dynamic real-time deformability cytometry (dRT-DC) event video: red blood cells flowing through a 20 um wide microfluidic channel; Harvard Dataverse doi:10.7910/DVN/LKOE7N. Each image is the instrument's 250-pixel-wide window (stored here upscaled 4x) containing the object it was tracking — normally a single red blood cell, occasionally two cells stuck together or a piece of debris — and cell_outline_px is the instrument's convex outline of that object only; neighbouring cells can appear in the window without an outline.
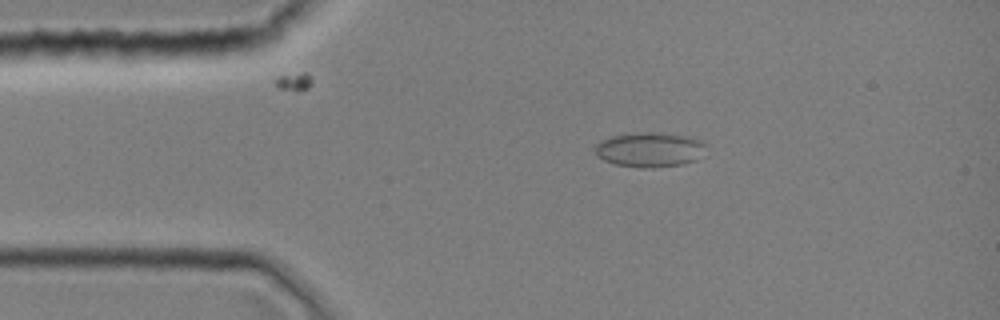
{"species": "common noctule bat (a hibernating species)", "species_latin": "Nyctalus noctula", "temperature_condition": "room temperature", "stored_images_in_passage": 10, "camera_frame_rate_fps": 3000, "um_per_image_px": 0.085, "animal": {"sex": "female", "body_mass_g": 19.0, "forearm_length_mm": 51.5}, "frame": {"image": 1, "passage_image": 7, "time_ms": 2.0, "image_size_px": [1000, 320], "cell_outline_px": [[704, 144], [696, 160], [680, 164], [652, 168], [644, 168], [616, 164], [604, 160], [596, 156], [596, 144], [600, 140], [612, 136], [636, 132], [652, 132], [684, 136], [700, 140]], "centroid_in_image_um": [55.14, 12.72], "position_along_channel_um": 29.9, "area_um2": 21.96}}